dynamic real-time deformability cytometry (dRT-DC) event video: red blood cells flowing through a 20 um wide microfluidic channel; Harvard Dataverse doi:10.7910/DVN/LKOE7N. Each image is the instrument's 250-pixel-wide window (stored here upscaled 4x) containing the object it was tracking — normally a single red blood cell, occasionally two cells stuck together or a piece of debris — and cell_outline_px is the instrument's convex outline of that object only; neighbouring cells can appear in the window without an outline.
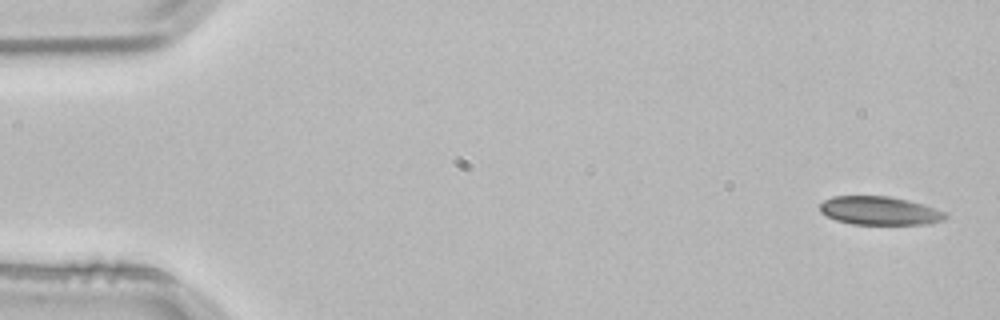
{"species": "common noctule bat (a hibernating species)", "species_latin": "Nyctalus noctula", "temperature_condition": "room temperature", "stored_images_in_passage": 4, "camera_frame_rate_fps": 3000, "um_per_image_px": 0.085, "animal": {"sex": "male", "body_mass_g": 21.5, "forearm_length_mm": 52.0}, "frame": {"image": 1, "passage_image": 1, "time_ms": 0.0, "image_size_px": [1000, 320], "cell_outline_px": [[948, 216], [944, 220], [928, 224], [852, 224], [836, 220], [820, 212], [820, 204], [824, 200], [832, 196], [888, 196], [908, 200], [936, 208], [944, 212]], "centroid_in_image_um": [74.77, 17.91], "position_along_channel_um": 10.2, "area_um2": 20.81}}
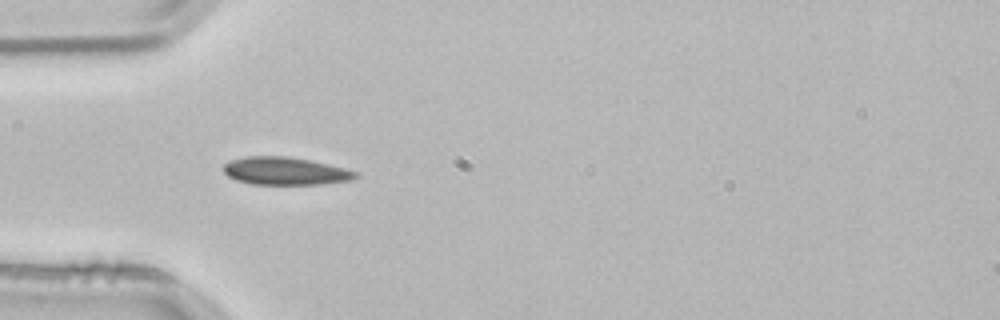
{"frame": {"image": 2, "passage_image": 4, "time_ms": 1.0, "image_size_px": [1000, 320], "cell_outline_px": [[360, 176], [352, 180], [320, 184], [252, 184], [236, 180], [228, 176], [224, 172], [224, 164], [232, 160], [244, 156], [288, 156], [328, 164], [360, 172]], "centroid_in_image_um": [24.28, 14.54], "position_along_channel_um": 60.7, "area_um2": 21.39}}